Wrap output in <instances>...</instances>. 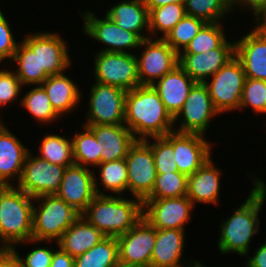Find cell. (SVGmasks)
<instances>
[{
    "mask_svg": "<svg viewBox=\"0 0 266 267\" xmlns=\"http://www.w3.org/2000/svg\"><path fill=\"white\" fill-rule=\"evenodd\" d=\"M119 262L117 237H105L74 258V267H114Z\"/></svg>",
    "mask_w": 266,
    "mask_h": 267,
    "instance_id": "31",
    "label": "cell"
},
{
    "mask_svg": "<svg viewBox=\"0 0 266 267\" xmlns=\"http://www.w3.org/2000/svg\"><path fill=\"white\" fill-rule=\"evenodd\" d=\"M184 7L186 15L206 23L221 22L224 15L234 10L231 0H185Z\"/></svg>",
    "mask_w": 266,
    "mask_h": 267,
    "instance_id": "36",
    "label": "cell"
},
{
    "mask_svg": "<svg viewBox=\"0 0 266 267\" xmlns=\"http://www.w3.org/2000/svg\"><path fill=\"white\" fill-rule=\"evenodd\" d=\"M185 230L156 229V241L150 267H182Z\"/></svg>",
    "mask_w": 266,
    "mask_h": 267,
    "instance_id": "26",
    "label": "cell"
},
{
    "mask_svg": "<svg viewBox=\"0 0 266 267\" xmlns=\"http://www.w3.org/2000/svg\"><path fill=\"white\" fill-rule=\"evenodd\" d=\"M94 82L130 91L140 86L137 55L131 52H96Z\"/></svg>",
    "mask_w": 266,
    "mask_h": 267,
    "instance_id": "7",
    "label": "cell"
},
{
    "mask_svg": "<svg viewBox=\"0 0 266 267\" xmlns=\"http://www.w3.org/2000/svg\"><path fill=\"white\" fill-rule=\"evenodd\" d=\"M11 61L18 64L15 74L23 85H41L49 75L46 72H39L38 50H31L23 41L16 49Z\"/></svg>",
    "mask_w": 266,
    "mask_h": 267,
    "instance_id": "29",
    "label": "cell"
},
{
    "mask_svg": "<svg viewBox=\"0 0 266 267\" xmlns=\"http://www.w3.org/2000/svg\"><path fill=\"white\" fill-rule=\"evenodd\" d=\"M100 179L105 191H111L116 195L122 196L128 190V174L125 158L116 161L100 163Z\"/></svg>",
    "mask_w": 266,
    "mask_h": 267,
    "instance_id": "39",
    "label": "cell"
},
{
    "mask_svg": "<svg viewBox=\"0 0 266 267\" xmlns=\"http://www.w3.org/2000/svg\"><path fill=\"white\" fill-rule=\"evenodd\" d=\"M189 262H191L189 265H186V266H184V267H206V266H204V265H202L201 264V262L199 261H189ZM192 262H193V264H192Z\"/></svg>",
    "mask_w": 266,
    "mask_h": 267,
    "instance_id": "50",
    "label": "cell"
},
{
    "mask_svg": "<svg viewBox=\"0 0 266 267\" xmlns=\"http://www.w3.org/2000/svg\"><path fill=\"white\" fill-rule=\"evenodd\" d=\"M206 22L202 19L186 15L164 38L166 43L180 54L194 39Z\"/></svg>",
    "mask_w": 266,
    "mask_h": 267,
    "instance_id": "40",
    "label": "cell"
},
{
    "mask_svg": "<svg viewBox=\"0 0 266 267\" xmlns=\"http://www.w3.org/2000/svg\"><path fill=\"white\" fill-rule=\"evenodd\" d=\"M19 258L23 267H50L52 256L55 250H50L49 247L35 248L30 251L24 258L20 257L15 248L11 249Z\"/></svg>",
    "mask_w": 266,
    "mask_h": 267,
    "instance_id": "44",
    "label": "cell"
},
{
    "mask_svg": "<svg viewBox=\"0 0 266 267\" xmlns=\"http://www.w3.org/2000/svg\"><path fill=\"white\" fill-rule=\"evenodd\" d=\"M84 19L83 32L103 43L106 46L101 49V52H127L131 49L140 48L142 38L133 32L123 30L114 20L106 14L100 19L91 12V10L80 13ZM108 45V46H107ZM127 49V50H125Z\"/></svg>",
    "mask_w": 266,
    "mask_h": 267,
    "instance_id": "13",
    "label": "cell"
},
{
    "mask_svg": "<svg viewBox=\"0 0 266 267\" xmlns=\"http://www.w3.org/2000/svg\"><path fill=\"white\" fill-rule=\"evenodd\" d=\"M50 267H74V257L58 248L53 253Z\"/></svg>",
    "mask_w": 266,
    "mask_h": 267,
    "instance_id": "46",
    "label": "cell"
},
{
    "mask_svg": "<svg viewBox=\"0 0 266 267\" xmlns=\"http://www.w3.org/2000/svg\"><path fill=\"white\" fill-rule=\"evenodd\" d=\"M41 86L45 89L53 109L60 117L64 113L70 114L72 110H76L82 98L76 83L63 73L49 76Z\"/></svg>",
    "mask_w": 266,
    "mask_h": 267,
    "instance_id": "28",
    "label": "cell"
},
{
    "mask_svg": "<svg viewBox=\"0 0 266 267\" xmlns=\"http://www.w3.org/2000/svg\"><path fill=\"white\" fill-rule=\"evenodd\" d=\"M13 33L10 28V24L0 9V63L5 59L11 61L14 56L17 46Z\"/></svg>",
    "mask_w": 266,
    "mask_h": 267,
    "instance_id": "43",
    "label": "cell"
},
{
    "mask_svg": "<svg viewBox=\"0 0 266 267\" xmlns=\"http://www.w3.org/2000/svg\"><path fill=\"white\" fill-rule=\"evenodd\" d=\"M90 90L88 121L84 125L124 124L127 91L98 82Z\"/></svg>",
    "mask_w": 266,
    "mask_h": 267,
    "instance_id": "8",
    "label": "cell"
},
{
    "mask_svg": "<svg viewBox=\"0 0 266 267\" xmlns=\"http://www.w3.org/2000/svg\"><path fill=\"white\" fill-rule=\"evenodd\" d=\"M36 201V202H35ZM40 202V204L38 203ZM32 240L26 243L56 242L72 223L81 215L64 200L52 195H40L34 198Z\"/></svg>",
    "mask_w": 266,
    "mask_h": 267,
    "instance_id": "5",
    "label": "cell"
},
{
    "mask_svg": "<svg viewBox=\"0 0 266 267\" xmlns=\"http://www.w3.org/2000/svg\"><path fill=\"white\" fill-rule=\"evenodd\" d=\"M254 188L245 202L234 211L233 215L221 223L218 249L223 254L237 253L247 256L254 234L259 232L258 214L266 199V184L255 178Z\"/></svg>",
    "mask_w": 266,
    "mask_h": 267,
    "instance_id": "2",
    "label": "cell"
},
{
    "mask_svg": "<svg viewBox=\"0 0 266 267\" xmlns=\"http://www.w3.org/2000/svg\"><path fill=\"white\" fill-rule=\"evenodd\" d=\"M66 168V166L49 163L38 156L34 157L29 151L17 187L33 198L55 194Z\"/></svg>",
    "mask_w": 266,
    "mask_h": 267,
    "instance_id": "12",
    "label": "cell"
},
{
    "mask_svg": "<svg viewBox=\"0 0 266 267\" xmlns=\"http://www.w3.org/2000/svg\"><path fill=\"white\" fill-rule=\"evenodd\" d=\"M211 82L205 81L214 108L221 114L239 110L240 99L246 80L241 61L235 56L212 76Z\"/></svg>",
    "mask_w": 266,
    "mask_h": 267,
    "instance_id": "6",
    "label": "cell"
},
{
    "mask_svg": "<svg viewBox=\"0 0 266 267\" xmlns=\"http://www.w3.org/2000/svg\"><path fill=\"white\" fill-rule=\"evenodd\" d=\"M196 82L177 65L152 86L158 92L166 110L174 118L181 110Z\"/></svg>",
    "mask_w": 266,
    "mask_h": 267,
    "instance_id": "23",
    "label": "cell"
},
{
    "mask_svg": "<svg viewBox=\"0 0 266 267\" xmlns=\"http://www.w3.org/2000/svg\"><path fill=\"white\" fill-rule=\"evenodd\" d=\"M144 4L150 11L152 8L167 5L169 3H184L185 0H143Z\"/></svg>",
    "mask_w": 266,
    "mask_h": 267,
    "instance_id": "49",
    "label": "cell"
},
{
    "mask_svg": "<svg viewBox=\"0 0 266 267\" xmlns=\"http://www.w3.org/2000/svg\"><path fill=\"white\" fill-rule=\"evenodd\" d=\"M155 241L156 228L142 217L127 233L117 237L119 262L150 267Z\"/></svg>",
    "mask_w": 266,
    "mask_h": 267,
    "instance_id": "16",
    "label": "cell"
},
{
    "mask_svg": "<svg viewBox=\"0 0 266 267\" xmlns=\"http://www.w3.org/2000/svg\"><path fill=\"white\" fill-rule=\"evenodd\" d=\"M186 16L184 3H169L152 8L149 11V35L162 32L160 38H165L169 32Z\"/></svg>",
    "mask_w": 266,
    "mask_h": 267,
    "instance_id": "33",
    "label": "cell"
},
{
    "mask_svg": "<svg viewBox=\"0 0 266 267\" xmlns=\"http://www.w3.org/2000/svg\"><path fill=\"white\" fill-rule=\"evenodd\" d=\"M33 201L17 186H0V249L32 240Z\"/></svg>",
    "mask_w": 266,
    "mask_h": 267,
    "instance_id": "4",
    "label": "cell"
},
{
    "mask_svg": "<svg viewBox=\"0 0 266 267\" xmlns=\"http://www.w3.org/2000/svg\"><path fill=\"white\" fill-rule=\"evenodd\" d=\"M114 267H139V266L127 265V264H123L121 262H118Z\"/></svg>",
    "mask_w": 266,
    "mask_h": 267,
    "instance_id": "51",
    "label": "cell"
},
{
    "mask_svg": "<svg viewBox=\"0 0 266 267\" xmlns=\"http://www.w3.org/2000/svg\"><path fill=\"white\" fill-rule=\"evenodd\" d=\"M27 35L22 41L31 50H38L39 72H46L51 76L67 71L71 65V57L66 42L57 32Z\"/></svg>",
    "mask_w": 266,
    "mask_h": 267,
    "instance_id": "17",
    "label": "cell"
},
{
    "mask_svg": "<svg viewBox=\"0 0 266 267\" xmlns=\"http://www.w3.org/2000/svg\"><path fill=\"white\" fill-rule=\"evenodd\" d=\"M22 84L19 78L13 71L8 69L0 70V107L20 96Z\"/></svg>",
    "mask_w": 266,
    "mask_h": 267,
    "instance_id": "42",
    "label": "cell"
},
{
    "mask_svg": "<svg viewBox=\"0 0 266 267\" xmlns=\"http://www.w3.org/2000/svg\"><path fill=\"white\" fill-rule=\"evenodd\" d=\"M128 191L142 202L151 194L157 171L151 146L145 140H136L125 158Z\"/></svg>",
    "mask_w": 266,
    "mask_h": 267,
    "instance_id": "11",
    "label": "cell"
},
{
    "mask_svg": "<svg viewBox=\"0 0 266 267\" xmlns=\"http://www.w3.org/2000/svg\"><path fill=\"white\" fill-rule=\"evenodd\" d=\"M251 107L257 114H266V81L246 78L239 109Z\"/></svg>",
    "mask_w": 266,
    "mask_h": 267,
    "instance_id": "41",
    "label": "cell"
},
{
    "mask_svg": "<svg viewBox=\"0 0 266 267\" xmlns=\"http://www.w3.org/2000/svg\"><path fill=\"white\" fill-rule=\"evenodd\" d=\"M20 105L40 123L57 121L61 117L53 109L50 99L41 85H36L21 98Z\"/></svg>",
    "mask_w": 266,
    "mask_h": 267,
    "instance_id": "35",
    "label": "cell"
},
{
    "mask_svg": "<svg viewBox=\"0 0 266 267\" xmlns=\"http://www.w3.org/2000/svg\"><path fill=\"white\" fill-rule=\"evenodd\" d=\"M0 267H23V265L11 249H0Z\"/></svg>",
    "mask_w": 266,
    "mask_h": 267,
    "instance_id": "47",
    "label": "cell"
},
{
    "mask_svg": "<svg viewBox=\"0 0 266 267\" xmlns=\"http://www.w3.org/2000/svg\"><path fill=\"white\" fill-rule=\"evenodd\" d=\"M106 236L80 215L56 242L64 252L77 257L90 250Z\"/></svg>",
    "mask_w": 266,
    "mask_h": 267,
    "instance_id": "25",
    "label": "cell"
},
{
    "mask_svg": "<svg viewBox=\"0 0 266 267\" xmlns=\"http://www.w3.org/2000/svg\"><path fill=\"white\" fill-rule=\"evenodd\" d=\"M235 5L252 10L255 21H266V0H231ZM240 4V5H239Z\"/></svg>",
    "mask_w": 266,
    "mask_h": 267,
    "instance_id": "45",
    "label": "cell"
},
{
    "mask_svg": "<svg viewBox=\"0 0 266 267\" xmlns=\"http://www.w3.org/2000/svg\"><path fill=\"white\" fill-rule=\"evenodd\" d=\"M5 124L2 123L1 118H0V129L4 126Z\"/></svg>",
    "mask_w": 266,
    "mask_h": 267,
    "instance_id": "52",
    "label": "cell"
},
{
    "mask_svg": "<svg viewBox=\"0 0 266 267\" xmlns=\"http://www.w3.org/2000/svg\"><path fill=\"white\" fill-rule=\"evenodd\" d=\"M38 157L49 163L69 167L74 165L72 139L61 135L47 134L41 141Z\"/></svg>",
    "mask_w": 266,
    "mask_h": 267,
    "instance_id": "32",
    "label": "cell"
},
{
    "mask_svg": "<svg viewBox=\"0 0 266 267\" xmlns=\"http://www.w3.org/2000/svg\"><path fill=\"white\" fill-rule=\"evenodd\" d=\"M195 205L187 195L177 198L145 199L143 217L156 229L184 230Z\"/></svg>",
    "mask_w": 266,
    "mask_h": 267,
    "instance_id": "15",
    "label": "cell"
},
{
    "mask_svg": "<svg viewBox=\"0 0 266 267\" xmlns=\"http://www.w3.org/2000/svg\"><path fill=\"white\" fill-rule=\"evenodd\" d=\"M99 142L100 163L126 158L136 142L133 133L124 125H84Z\"/></svg>",
    "mask_w": 266,
    "mask_h": 267,
    "instance_id": "20",
    "label": "cell"
},
{
    "mask_svg": "<svg viewBox=\"0 0 266 267\" xmlns=\"http://www.w3.org/2000/svg\"><path fill=\"white\" fill-rule=\"evenodd\" d=\"M122 196L96 195L81 214L106 237L127 233L143 217V202Z\"/></svg>",
    "mask_w": 266,
    "mask_h": 267,
    "instance_id": "3",
    "label": "cell"
},
{
    "mask_svg": "<svg viewBox=\"0 0 266 267\" xmlns=\"http://www.w3.org/2000/svg\"><path fill=\"white\" fill-rule=\"evenodd\" d=\"M252 257H248L246 267H266V242L262 243Z\"/></svg>",
    "mask_w": 266,
    "mask_h": 267,
    "instance_id": "48",
    "label": "cell"
},
{
    "mask_svg": "<svg viewBox=\"0 0 266 267\" xmlns=\"http://www.w3.org/2000/svg\"><path fill=\"white\" fill-rule=\"evenodd\" d=\"M254 29L235 42V56L246 78L266 81V21H256Z\"/></svg>",
    "mask_w": 266,
    "mask_h": 267,
    "instance_id": "18",
    "label": "cell"
},
{
    "mask_svg": "<svg viewBox=\"0 0 266 267\" xmlns=\"http://www.w3.org/2000/svg\"><path fill=\"white\" fill-rule=\"evenodd\" d=\"M94 171L76 164L67 167L55 195L82 214L96 195H107L97 189Z\"/></svg>",
    "mask_w": 266,
    "mask_h": 267,
    "instance_id": "14",
    "label": "cell"
},
{
    "mask_svg": "<svg viewBox=\"0 0 266 267\" xmlns=\"http://www.w3.org/2000/svg\"><path fill=\"white\" fill-rule=\"evenodd\" d=\"M82 126L83 132L71 138L74 163L83 167H97L100 164L99 142L87 126Z\"/></svg>",
    "mask_w": 266,
    "mask_h": 267,
    "instance_id": "34",
    "label": "cell"
},
{
    "mask_svg": "<svg viewBox=\"0 0 266 267\" xmlns=\"http://www.w3.org/2000/svg\"><path fill=\"white\" fill-rule=\"evenodd\" d=\"M234 57L235 48H217L200 54H179L178 65L195 82L204 83Z\"/></svg>",
    "mask_w": 266,
    "mask_h": 267,
    "instance_id": "21",
    "label": "cell"
},
{
    "mask_svg": "<svg viewBox=\"0 0 266 267\" xmlns=\"http://www.w3.org/2000/svg\"><path fill=\"white\" fill-rule=\"evenodd\" d=\"M201 134L174 131V156L178 171L190 176L211 157L212 145Z\"/></svg>",
    "mask_w": 266,
    "mask_h": 267,
    "instance_id": "19",
    "label": "cell"
},
{
    "mask_svg": "<svg viewBox=\"0 0 266 267\" xmlns=\"http://www.w3.org/2000/svg\"><path fill=\"white\" fill-rule=\"evenodd\" d=\"M106 15L123 30L136 33L142 39L150 38L142 32L149 31V10L143 0H122L109 8Z\"/></svg>",
    "mask_w": 266,
    "mask_h": 267,
    "instance_id": "27",
    "label": "cell"
},
{
    "mask_svg": "<svg viewBox=\"0 0 266 267\" xmlns=\"http://www.w3.org/2000/svg\"><path fill=\"white\" fill-rule=\"evenodd\" d=\"M213 165L209 158L194 174L188 176L187 197L193 204H218L221 172Z\"/></svg>",
    "mask_w": 266,
    "mask_h": 267,
    "instance_id": "24",
    "label": "cell"
},
{
    "mask_svg": "<svg viewBox=\"0 0 266 267\" xmlns=\"http://www.w3.org/2000/svg\"><path fill=\"white\" fill-rule=\"evenodd\" d=\"M141 47L143 53L137 57L140 85H153L178 65L179 54L163 38L143 39Z\"/></svg>",
    "mask_w": 266,
    "mask_h": 267,
    "instance_id": "10",
    "label": "cell"
},
{
    "mask_svg": "<svg viewBox=\"0 0 266 267\" xmlns=\"http://www.w3.org/2000/svg\"><path fill=\"white\" fill-rule=\"evenodd\" d=\"M188 176L181 172L157 173L153 190L146 199L177 198L187 195Z\"/></svg>",
    "mask_w": 266,
    "mask_h": 267,
    "instance_id": "37",
    "label": "cell"
},
{
    "mask_svg": "<svg viewBox=\"0 0 266 267\" xmlns=\"http://www.w3.org/2000/svg\"><path fill=\"white\" fill-rule=\"evenodd\" d=\"M221 22L206 23L180 54H200L217 48H235L228 42Z\"/></svg>",
    "mask_w": 266,
    "mask_h": 267,
    "instance_id": "30",
    "label": "cell"
},
{
    "mask_svg": "<svg viewBox=\"0 0 266 267\" xmlns=\"http://www.w3.org/2000/svg\"><path fill=\"white\" fill-rule=\"evenodd\" d=\"M152 139V143L149 138L145 141L151 146L157 173L179 172L174 156V131Z\"/></svg>",
    "mask_w": 266,
    "mask_h": 267,
    "instance_id": "38",
    "label": "cell"
},
{
    "mask_svg": "<svg viewBox=\"0 0 266 267\" xmlns=\"http://www.w3.org/2000/svg\"><path fill=\"white\" fill-rule=\"evenodd\" d=\"M29 151L6 126L0 129V186H13V178L20 181Z\"/></svg>",
    "mask_w": 266,
    "mask_h": 267,
    "instance_id": "22",
    "label": "cell"
},
{
    "mask_svg": "<svg viewBox=\"0 0 266 267\" xmlns=\"http://www.w3.org/2000/svg\"><path fill=\"white\" fill-rule=\"evenodd\" d=\"M219 114L220 113L213 106L206 85L196 82L191 88L181 110L174 117V124L177 121H181L180 128L177 129L174 127V131L205 135L210 121ZM181 116L182 120L180 119Z\"/></svg>",
    "mask_w": 266,
    "mask_h": 267,
    "instance_id": "9",
    "label": "cell"
},
{
    "mask_svg": "<svg viewBox=\"0 0 266 267\" xmlns=\"http://www.w3.org/2000/svg\"><path fill=\"white\" fill-rule=\"evenodd\" d=\"M124 125L137 140L166 136L176 127L152 85H140L127 91Z\"/></svg>",
    "mask_w": 266,
    "mask_h": 267,
    "instance_id": "1",
    "label": "cell"
}]
</instances>
